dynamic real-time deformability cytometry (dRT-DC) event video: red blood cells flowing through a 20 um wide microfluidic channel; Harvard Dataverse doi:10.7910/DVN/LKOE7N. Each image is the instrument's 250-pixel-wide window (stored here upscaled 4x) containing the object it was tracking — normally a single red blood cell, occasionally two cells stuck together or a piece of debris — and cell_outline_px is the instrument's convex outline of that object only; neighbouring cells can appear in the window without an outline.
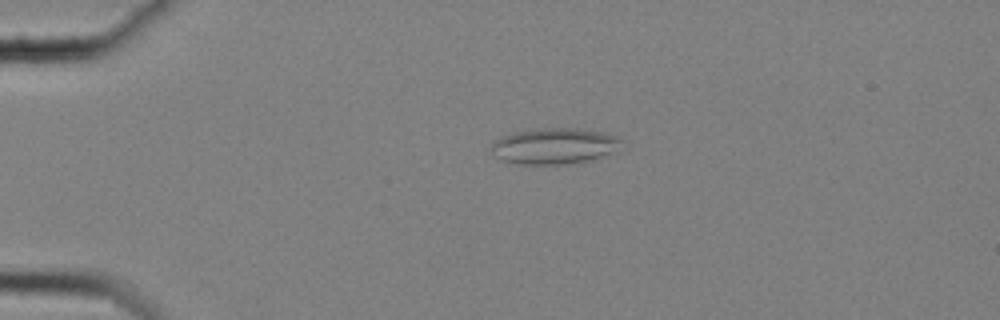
{"species": "common noctule bat (a hibernating species)", "species_latin": "Nyctalus noctula", "temperature_condition": "cold", "stored_images_in_passage": 45, "camera_frame_rate_fps": 3000, "um_per_image_px": 0.085, "animal": {"sex": "female", "body_mass_g": 25.1}, "frame": {"image": 1, "passage_image": 1, "time_ms": 0.0, "image_size_px": [1000, 320], "cell_outline_px": [[624, 148], [588, 160], [560, 164], [524, 164], [504, 160], [496, 156], [488, 148], [500, 136], [516, 132], [544, 128], [576, 128], [600, 132], [616, 136], [620, 140]], "centroid_in_image_um": [47.11, 12.4], "position_along_channel_um": 37.9, "area_um2": 26.93}}
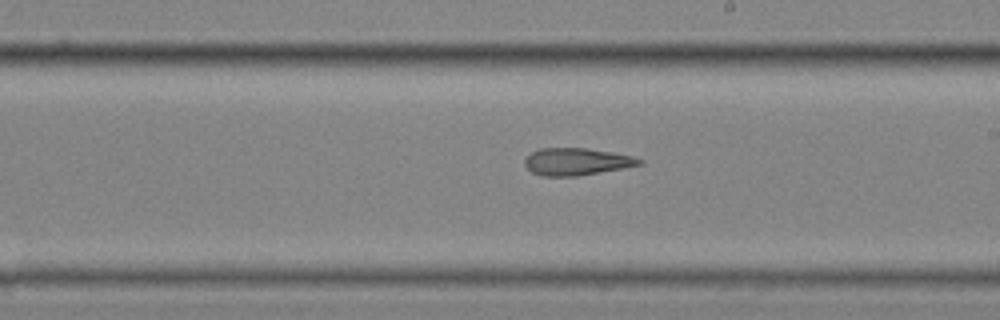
{"frame": {"image": 2, "passage_image": 22, "time_ms": 7.0, "image_size_px": [1000, 320], "cell_outline_px": [[644, 164], [576, 176], [544, 176], [532, 172], [524, 164], [524, 160], [532, 152], [540, 148], [584, 148], [612, 152], [632, 156], [644, 160]], "centroid_in_image_um": [49.01, 13.73], "position_along_channel_um": 240.0, "area_um2": 17.98}}
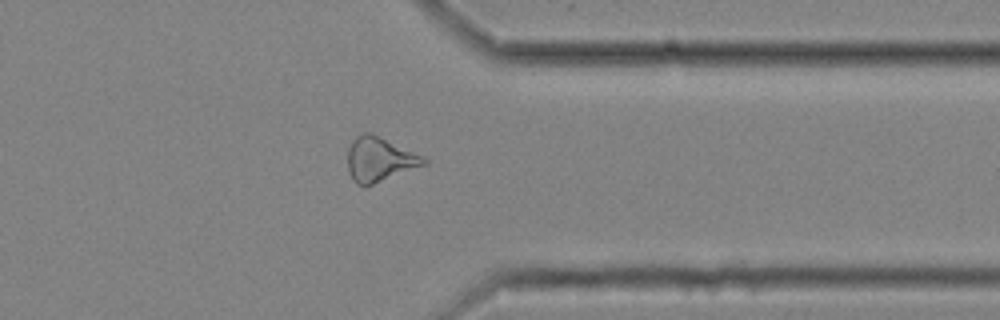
{"frame": {"image": 3, "passage_image": 34, "time_ms": 11.0, "image_size_px": [1000, 320], "cell_outline_px": [[428, 164], [364, 188], [356, 184], [352, 180], [348, 172], [348, 148], [352, 140], [356, 136], [364, 132], [372, 132], [424, 156], [428, 160]], "centroid_in_image_um": [32.26, 13.56], "position_along_channel_um": 379.1, "area_um2": 20.29}, "authors_computed_cell_mechanics": {"area_um2": 20.1722, "velocity_mm_per_s": 3.5329, "shape_relaxation_time_tau1_ms": null, "shape_relaxation_time_tau2_ms": 4.5274, "deformation_change_tau1": null, "deformation_change_tau2": 0.1575}}